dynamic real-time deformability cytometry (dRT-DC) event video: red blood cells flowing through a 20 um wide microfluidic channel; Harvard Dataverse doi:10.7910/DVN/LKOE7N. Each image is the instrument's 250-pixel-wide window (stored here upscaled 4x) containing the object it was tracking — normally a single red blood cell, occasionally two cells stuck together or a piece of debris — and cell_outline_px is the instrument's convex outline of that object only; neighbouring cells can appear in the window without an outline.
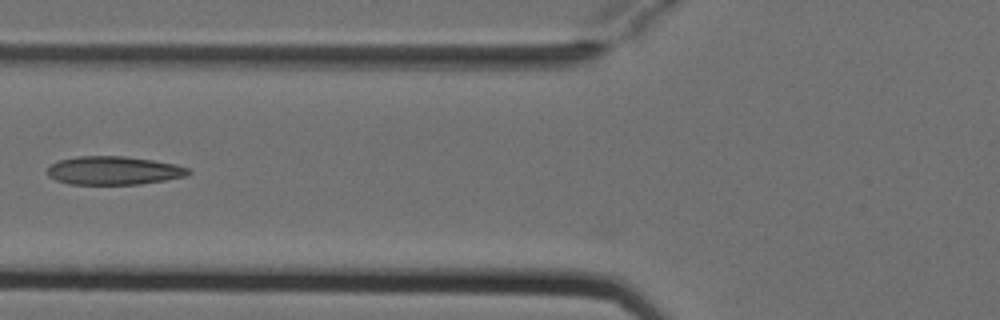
{"species": "Egyptian fruit bat (a non-hibernating species)", "species_latin": "Rousettus aegyptiacus", "temperature_condition": "cold", "stored_images_in_passage": 5, "camera_frame_rate_fps": 3000, "um_per_image_px": 0.085, "animal": {"sex": "female"}, "frame": {"image": 1, "passage_image": 5, "time_ms": 1.333, "image_size_px": [1000, 320], "cell_outline_px": [[192, 172], [188, 176], [140, 184], [68, 184], [56, 180], [48, 176], [48, 168], [52, 164], [60, 160], [76, 156], [124, 156], [152, 160], [176, 164], [188, 168]], "centroid_in_image_um": [9.68, 14.49], "position_along_channel_um": 116.1, "area_um2": 23.35}}